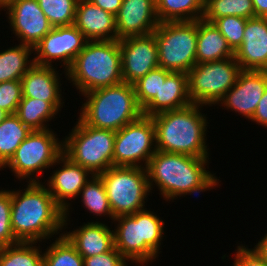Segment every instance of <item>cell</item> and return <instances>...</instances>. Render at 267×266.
I'll list each match as a JSON object with an SVG mask.
<instances>
[{
  "instance_id": "3",
  "label": "cell",
  "mask_w": 267,
  "mask_h": 266,
  "mask_svg": "<svg viewBox=\"0 0 267 266\" xmlns=\"http://www.w3.org/2000/svg\"><path fill=\"white\" fill-rule=\"evenodd\" d=\"M202 110V105L192 103L180 109L152 116L156 150L209 158L206 134L209 126L207 124L210 123Z\"/></svg>"
},
{
  "instance_id": "39",
  "label": "cell",
  "mask_w": 267,
  "mask_h": 266,
  "mask_svg": "<svg viewBox=\"0 0 267 266\" xmlns=\"http://www.w3.org/2000/svg\"><path fill=\"white\" fill-rule=\"evenodd\" d=\"M235 251L233 266H267L265 261L252 248L240 244Z\"/></svg>"
},
{
  "instance_id": "22",
  "label": "cell",
  "mask_w": 267,
  "mask_h": 266,
  "mask_svg": "<svg viewBox=\"0 0 267 266\" xmlns=\"http://www.w3.org/2000/svg\"><path fill=\"white\" fill-rule=\"evenodd\" d=\"M63 235L83 257L96 256L114 248V232L108 224L101 221L83 223L72 231L63 232Z\"/></svg>"
},
{
  "instance_id": "34",
  "label": "cell",
  "mask_w": 267,
  "mask_h": 266,
  "mask_svg": "<svg viewBox=\"0 0 267 266\" xmlns=\"http://www.w3.org/2000/svg\"><path fill=\"white\" fill-rule=\"evenodd\" d=\"M171 72L164 68H156L149 71L145 76L133 83L137 102L143 109L155 96H159V89L161 88V79L166 77Z\"/></svg>"
},
{
  "instance_id": "36",
  "label": "cell",
  "mask_w": 267,
  "mask_h": 266,
  "mask_svg": "<svg viewBox=\"0 0 267 266\" xmlns=\"http://www.w3.org/2000/svg\"><path fill=\"white\" fill-rule=\"evenodd\" d=\"M11 190H0V248L19 243L11 227Z\"/></svg>"
},
{
  "instance_id": "43",
  "label": "cell",
  "mask_w": 267,
  "mask_h": 266,
  "mask_svg": "<svg viewBox=\"0 0 267 266\" xmlns=\"http://www.w3.org/2000/svg\"><path fill=\"white\" fill-rule=\"evenodd\" d=\"M255 17L267 18V0H252Z\"/></svg>"
},
{
  "instance_id": "24",
  "label": "cell",
  "mask_w": 267,
  "mask_h": 266,
  "mask_svg": "<svg viewBox=\"0 0 267 266\" xmlns=\"http://www.w3.org/2000/svg\"><path fill=\"white\" fill-rule=\"evenodd\" d=\"M234 57V51L213 23L197 20L196 64Z\"/></svg>"
},
{
  "instance_id": "21",
  "label": "cell",
  "mask_w": 267,
  "mask_h": 266,
  "mask_svg": "<svg viewBox=\"0 0 267 266\" xmlns=\"http://www.w3.org/2000/svg\"><path fill=\"white\" fill-rule=\"evenodd\" d=\"M74 25L88 41L117 40L115 16L89 0H78Z\"/></svg>"
},
{
  "instance_id": "26",
  "label": "cell",
  "mask_w": 267,
  "mask_h": 266,
  "mask_svg": "<svg viewBox=\"0 0 267 266\" xmlns=\"http://www.w3.org/2000/svg\"><path fill=\"white\" fill-rule=\"evenodd\" d=\"M159 22L194 21L203 17L205 0H155Z\"/></svg>"
},
{
  "instance_id": "15",
  "label": "cell",
  "mask_w": 267,
  "mask_h": 266,
  "mask_svg": "<svg viewBox=\"0 0 267 266\" xmlns=\"http://www.w3.org/2000/svg\"><path fill=\"white\" fill-rule=\"evenodd\" d=\"M123 82L133 84L159 67L158 46L154 34L119 40Z\"/></svg>"
},
{
  "instance_id": "23",
  "label": "cell",
  "mask_w": 267,
  "mask_h": 266,
  "mask_svg": "<svg viewBox=\"0 0 267 266\" xmlns=\"http://www.w3.org/2000/svg\"><path fill=\"white\" fill-rule=\"evenodd\" d=\"M190 104L188 73L171 72L166 79H161L159 96H155L142 111L143 115L152 117Z\"/></svg>"
},
{
  "instance_id": "35",
  "label": "cell",
  "mask_w": 267,
  "mask_h": 266,
  "mask_svg": "<svg viewBox=\"0 0 267 266\" xmlns=\"http://www.w3.org/2000/svg\"><path fill=\"white\" fill-rule=\"evenodd\" d=\"M247 19L237 16H224L215 19L212 23L227 40L228 45L235 52L242 44L243 32Z\"/></svg>"
},
{
  "instance_id": "45",
  "label": "cell",
  "mask_w": 267,
  "mask_h": 266,
  "mask_svg": "<svg viewBox=\"0 0 267 266\" xmlns=\"http://www.w3.org/2000/svg\"><path fill=\"white\" fill-rule=\"evenodd\" d=\"M9 114L0 108V123L8 116Z\"/></svg>"
},
{
  "instance_id": "12",
  "label": "cell",
  "mask_w": 267,
  "mask_h": 266,
  "mask_svg": "<svg viewBox=\"0 0 267 266\" xmlns=\"http://www.w3.org/2000/svg\"><path fill=\"white\" fill-rule=\"evenodd\" d=\"M156 151L154 122L142 115L116 131L113 166L146 168Z\"/></svg>"
},
{
  "instance_id": "14",
  "label": "cell",
  "mask_w": 267,
  "mask_h": 266,
  "mask_svg": "<svg viewBox=\"0 0 267 266\" xmlns=\"http://www.w3.org/2000/svg\"><path fill=\"white\" fill-rule=\"evenodd\" d=\"M56 165H60L59 169L54 170L53 174L43 184H45L56 203L65 211V230L68 228L70 219L68 218L71 208L69 200L77 199L81 189L93 175L86 168L73 163L64 154L56 160L52 167Z\"/></svg>"
},
{
  "instance_id": "19",
  "label": "cell",
  "mask_w": 267,
  "mask_h": 266,
  "mask_svg": "<svg viewBox=\"0 0 267 266\" xmlns=\"http://www.w3.org/2000/svg\"><path fill=\"white\" fill-rule=\"evenodd\" d=\"M234 57L241 70L267 71V18L247 19L242 44Z\"/></svg>"
},
{
  "instance_id": "25",
  "label": "cell",
  "mask_w": 267,
  "mask_h": 266,
  "mask_svg": "<svg viewBox=\"0 0 267 266\" xmlns=\"http://www.w3.org/2000/svg\"><path fill=\"white\" fill-rule=\"evenodd\" d=\"M31 54H33V47L20 43L14 47L6 48L4 51L0 50V83L21 80L34 65Z\"/></svg>"
},
{
  "instance_id": "4",
  "label": "cell",
  "mask_w": 267,
  "mask_h": 266,
  "mask_svg": "<svg viewBox=\"0 0 267 266\" xmlns=\"http://www.w3.org/2000/svg\"><path fill=\"white\" fill-rule=\"evenodd\" d=\"M66 78L81 95L122 83L119 40L87 41L66 70Z\"/></svg>"
},
{
  "instance_id": "17",
  "label": "cell",
  "mask_w": 267,
  "mask_h": 266,
  "mask_svg": "<svg viewBox=\"0 0 267 266\" xmlns=\"http://www.w3.org/2000/svg\"><path fill=\"white\" fill-rule=\"evenodd\" d=\"M267 88V71L241 70L236 83L218 102L227 110L238 113L250 120L256 111L258 102Z\"/></svg>"
},
{
  "instance_id": "31",
  "label": "cell",
  "mask_w": 267,
  "mask_h": 266,
  "mask_svg": "<svg viewBox=\"0 0 267 266\" xmlns=\"http://www.w3.org/2000/svg\"><path fill=\"white\" fill-rule=\"evenodd\" d=\"M224 16H237L246 19L255 17L252 0H205L202 19L212 23Z\"/></svg>"
},
{
  "instance_id": "1",
  "label": "cell",
  "mask_w": 267,
  "mask_h": 266,
  "mask_svg": "<svg viewBox=\"0 0 267 266\" xmlns=\"http://www.w3.org/2000/svg\"><path fill=\"white\" fill-rule=\"evenodd\" d=\"M22 190L11 189L10 219L15 238L36 243L46 239V243L53 235H63L65 211L43 182H28Z\"/></svg>"
},
{
  "instance_id": "8",
  "label": "cell",
  "mask_w": 267,
  "mask_h": 266,
  "mask_svg": "<svg viewBox=\"0 0 267 266\" xmlns=\"http://www.w3.org/2000/svg\"><path fill=\"white\" fill-rule=\"evenodd\" d=\"M56 133L52 128L32 130L1 169L9 168L20 181L41 182L40 174L49 170L63 154V140Z\"/></svg>"
},
{
  "instance_id": "11",
  "label": "cell",
  "mask_w": 267,
  "mask_h": 266,
  "mask_svg": "<svg viewBox=\"0 0 267 266\" xmlns=\"http://www.w3.org/2000/svg\"><path fill=\"white\" fill-rule=\"evenodd\" d=\"M240 71L235 57L195 64L188 72L191 102L204 107L216 106L235 85Z\"/></svg>"
},
{
  "instance_id": "29",
  "label": "cell",
  "mask_w": 267,
  "mask_h": 266,
  "mask_svg": "<svg viewBox=\"0 0 267 266\" xmlns=\"http://www.w3.org/2000/svg\"><path fill=\"white\" fill-rule=\"evenodd\" d=\"M19 242L0 248V266H43L40 243Z\"/></svg>"
},
{
  "instance_id": "7",
  "label": "cell",
  "mask_w": 267,
  "mask_h": 266,
  "mask_svg": "<svg viewBox=\"0 0 267 266\" xmlns=\"http://www.w3.org/2000/svg\"><path fill=\"white\" fill-rule=\"evenodd\" d=\"M77 119L71 132L62 138L63 154L92 175H99L113 166L116 132L91 127Z\"/></svg>"
},
{
  "instance_id": "16",
  "label": "cell",
  "mask_w": 267,
  "mask_h": 266,
  "mask_svg": "<svg viewBox=\"0 0 267 266\" xmlns=\"http://www.w3.org/2000/svg\"><path fill=\"white\" fill-rule=\"evenodd\" d=\"M3 10H7L11 31L20 44L34 47L53 28L38 0H15Z\"/></svg>"
},
{
  "instance_id": "38",
  "label": "cell",
  "mask_w": 267,
  "mask_h": 266,
  "mask_svg": "<svg viewBox=\"0 0 267 266\" xmlns=\"http://www.w3.org/2000/svg\"><path fill=\"white\" fill-rule=\"evenodd\" d=\"M128 261L114 247L111 251L83 258V266H128Z\"/></svg>"
},
{
  "instance_id": "44",
  "label": "cell",
  "mask_w": 267,
  "mask_h": 266,
  "mask_svg": "<svg viewBox=\"0 0 267 266\" xmlns=\"http://www.w3.org/2000/svg\"><path fill=\"white\" fill-rule=\"evenodd\" d=\"M13 1L15 0H0V10L2 11V9L7 7Z\"/></svg>"
},
{
  "instance_id": "5",
  "label": "cell",
  "mask_w": 267,
  "mask_h": 266,
  "mask_svg": "<svg viewBox=\"0 0 267 266\" xmlns=\"http://www.w3.org/2000/svg\"><path fill=\"white\" fill-rule=\"evenodd\" d=\"M158 216L146 208L114 218V247L128 262L145 266L159 256L165 222Z\"/></svg>"
},
{
  "instance_id": "40",
  "label": "cell",
  "mask_w": 267,
  "mask_h": 266,
  "mask_svg": "<svg viewBox=\"0 0 267 266\" xmlns=\"http://www.w3.org/2000/svg\"><path fill=\"white\" fill-rule=\"evenodd\" d=\"M250 120L251 122H255V124L267 128V88L258 102L256 111Z\"/></svg>"
},
{
  "instance_id": "33",
  "label": "cell",
  "mask_w": 267,
  "mask_h": 266,
  "mask_svg": "<svg viewBox=\"0 0 267 266\" xmlns=\"http://www.w3.org/2000/svg\"><path fill=\"white\" fill-rule=\"evenodd\" d=\"M77 2L78 0H38L53 28L74 25Z\"/></svg>"
},
{
  "instance_id": "6",
  "label": "cell",
  "mask_w": 267,
  "mask_h": 266,
  "mask_svg": "<svg viewBox=\"0 0 267 266\" xmlns=\"http://www.w3.org/2000/svg\"><path fill=\"white\" fill-rule=\"evenodd\" d=\"M79 118L87 125L118 131L143 115L133 84L122 82L82 94Z\"/></svg>"
},
{
  "instance_id": "28",
  "label": "cell",
  "mask_w": 267,
  "mask_h": 266,
  "mask_svg": "<svg viewBox=\"0 0 267 266\" xmlns=\"http://www.w3.org/2000/svg\"><path fill=\"white\" fill-rule=\"evenodd\" d=\"M31 132L15 113L9 114L0 123V170Z\"/></svg>"
},
{
  "instance_id": "2",
  "label": "cell",
  "mask_w": 267,
  "mask_h": 266,
  "mask_svg": "<svg viewBox=\"0 0 267 266\" xmlns=\"http://www.w3.org/2000/svg\"><path fill=\"white\" fill-rule=\"evenodd\" d=\"M209 159L157 150L146 166L150 192L157 186L168 202L215 189L220 184L215 174L206 170Z\"/></svg>"
},
{
  "instance_id": "10",
  "label": "cell",
  "mask_w": 267,
  "mask_h": 266,
  "mask_svg": "<svg viewBox=\"0 0 267 266\" xmlns=\"http://www.w3.org/2000/svg\"><path fill=\"white\" fill-rule=\"evenodd\" d=\"M153 34L160 68L188 73L196 64L197 20L159 22Z\"/></svg>"
},
{
  "instance_id": "13",
  "label": "cell",
  "mask_w": 267,
  "mask_h": 266,
  "mask_svg": "<svg viewBox=\"0 0 267 266\" xmlns=\"http://www.w3.org/2000/svg\"><path fill=\"white\" fill-rule=\"evenodd\" d=\"M87 41L75 25L54 27L33 47L34 64L53 66L52 62L59 61L60 66L65 67L62 70L66 78V70L84 49Z\"/></svg>"
},
{
  "instance_id": "30",
  "label": "cell",
  "mask_w": 267,
  "mask_h": 266,
  "mask_svg": "<svg viewBox=\"0 0 267 266\" xmlns=\"http://www.w3.org/2000/svg\"><path fill=\"white\" fill-rule=\"evenodd\" d=\"M82 197V206L89 213L97 216H107L112 221L114 216L109 206L106 189L99 175H93L81 189L79 198Z\"/></svg>"
},
{
  "instance_id": "20",
  "label": "cell",
  "mask_w": 267,
  "mask_h": 266,
  "mask_svg": "<svg viewBox=\"0 0 267 266\" xmlns=\"http://www.w3.org/2000/svg\"><path fill=\"white\" fill-rule=\"evenodd\" d=\"M56 69L54 66L34 64L21 79L23 97L50 102L60 112L65 102L61 94L60 76L62 74H59Z\"/></svg>"
},
{
  "instance_id": "42",
  "label": "cell",
  "mask_w": 267,
  "mask_h": 266,
  "mask_svg": "<svg viewBox=\"0 0 267 266\" xmlns=\"http://www.w3.org/2000/svg\"><path fill=\"white\" fill-rule=\"evenodd\" d=\"M253 249L267 264V233L261 238L260 241H258V243H256Z\"/></svg>"
},
{
  "instance_id": "37",
  "label": "cell",
  "mask_w": 267,
  "mask_h": 266,
  "mask_svg": "<svg viewBox=\"0 0 267 266\" xmlns=\"http://www.w3.org/2000/svg\"><path fill=\"white\" fill-rule=\"evenodd\" d=\"M22 97L21 80L0 83V108L5 110L8 114L16 113Z\"/></svg>"
},
{
  "instance_id": "32",
  "label": "cell",
  "mask_w": 267,
  "mask_h": 266,
  "mask_svg": "<svg viewBox=\"0 0 267 266\" xmlns=\"http://www.w3.org/2000/svg\"><path fill=\"white\" fill-rule=\"evenodd\" d=\"M43 252V266H83V257L64 236H58Z\"/></svg>"
},
{
  "instance_id": "27",
  "label": "cell",
  "mask_w": 267,
  "mask_h": 266,
  "mask_svg": "<svg viewBox=\"0 0 267 266\" xmlns=\"http://www.w3.org/2000/svg\"><path fill=\"white\" fill-rule=\"evenodd\" d=\"M58 113L50 102L22 97L15 114L31 130H46L49 129L48 122L55 119Z\"/></svg>"
},
{
  "instance_id": "41",
  "label": "cell",
  "mask_w": 267,
  "mask_h": 266,
  "mask_svg": "<svg viewBox=\"0 0 267 266\" xmlns=\"http://www.w3.org/2000/svg\"><path fill=\"white\" fill-rule=\"evenodd\" d=\"M89 1L114 16L117 15L122 5V0H89Z\"/></svg>"
},
{
  "instance_id": "18",
  "label": "cell",
  "mask_w": 267,
  "mask_h": 266,
  "mask_svg": "<svg viewBox=\"0 0 267 266\" xmlns=\"http://www.w3.org/2000/svg\"><path fill=\"white\" fill-rule=\"evenodd\" d=\"M117 40L152 34L159 21L155 0H122L115 16Z\"/></svg>"
},
{
  "instance_id": "9",
  "label": "cell",
  "mask_w": 267,
  "mask_h": 266,
  "mask_svg": "<svg viewBox=\"0 0 267 266\" xmlns=\"http://www.w3.org/2000/svg\"><path fill=\"white\" fill-rule=\"evenodd\" d=\"M99 176L114 217L146 209L144 206L151 194L146 168L112 166Z\"/></svg>"
}]
</instances>
